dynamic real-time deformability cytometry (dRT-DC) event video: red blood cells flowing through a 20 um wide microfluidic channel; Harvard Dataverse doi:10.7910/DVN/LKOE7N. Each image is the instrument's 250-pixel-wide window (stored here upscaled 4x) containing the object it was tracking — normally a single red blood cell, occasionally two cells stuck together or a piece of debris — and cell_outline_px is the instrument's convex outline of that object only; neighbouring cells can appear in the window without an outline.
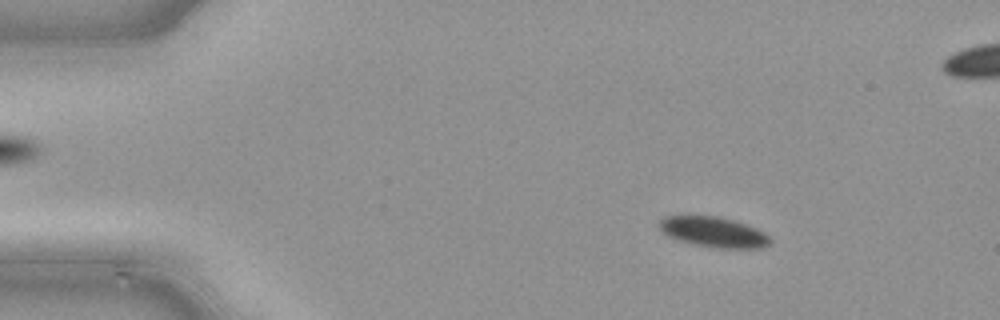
{"species": "common noctule bat (a hibernating species)", "species_latin": "Nyctalus noctula", "temperature_condition": "cold", "stored_images_in_passage": 49, "camera_frame_rate_fps": 3000, "um_per_image_px": 0.085, "animal": {"sex": "male", "body_mass_g": 21.5, "forearm_length_mm": 52.0}, "frame": {"image": 1, "passage_image": 7, "time_ms": 2.0, "image_size_px": [1000, 320], "cell_outline_px": [[772, 240], [764, 248], [716, 248], [696, 244], [680, 240], [668, 236], [660, 228], [660, 220], [664, 216], [680, 212], [688, 212], [720, 216], [756, 228], [764, 232]], "centroid_in_image_um": [60.59, 19.65], "position_along_channel_um": 24.4, "area_um2": 20.23}}
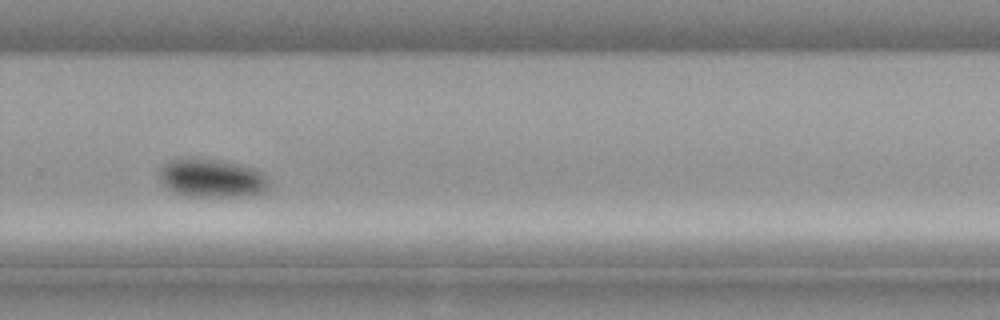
{"frame": {"image": 2, "passage_image": 33, "time_ms": 10.667, "image_size_px": [1000, 320], "cell_outline_px": [[268, 188], [264, 192], [248, 196], [188, 196], [176, 192], [168, 188], [160, 180], [160, 168], [164, 164], [172, 160], [212, 160], [236, 164], [252, 168], [264, 172], [268, 180]], "centroid_in_image_um": [18.05, 15.18], "position_along_channel_um": 311.7, "area_um2": 23.81}}
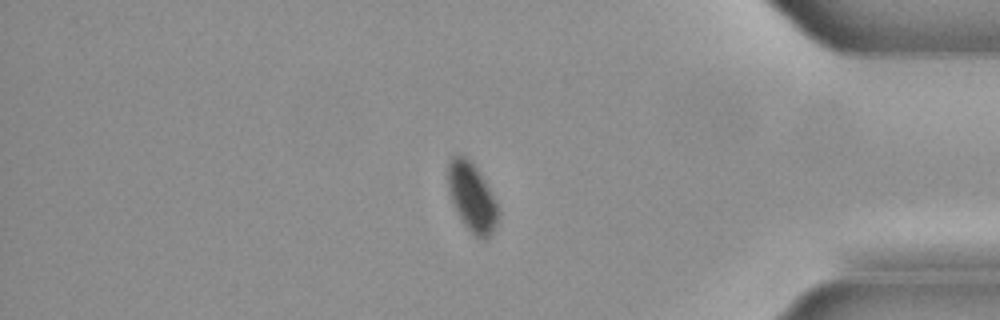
{"frame": {"image": 3, "passage_image": 41, "time_ms": 13.333, "image_size_px": [1000, 320], "cell_outline_px": [[496, 224], [492, 232], [484, 240], [476, 236], [464, 224], [452, 200], [448, 188], [448, 164], [452, 156], [464, 156], [472, 160], [496, 200]], "centroid_in_image_um": [40.1, 16.72], "position_along_channel_um": 395.1, "area_um2": 19.42}}